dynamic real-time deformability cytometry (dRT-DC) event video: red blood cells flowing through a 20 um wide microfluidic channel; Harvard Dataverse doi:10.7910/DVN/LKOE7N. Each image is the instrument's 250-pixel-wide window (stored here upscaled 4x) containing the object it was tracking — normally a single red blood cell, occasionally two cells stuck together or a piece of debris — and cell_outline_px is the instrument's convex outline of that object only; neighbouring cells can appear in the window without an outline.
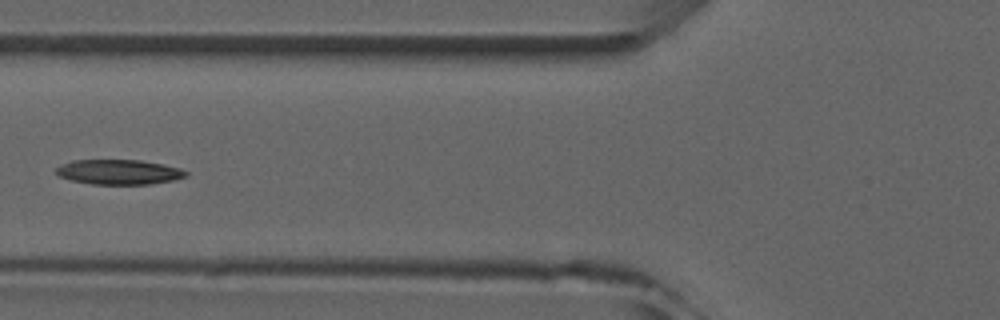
{"species": "common noctule bat (a hibernating species)", "species_latin": "Nyctalus noctula", "temperature_condition": "room temperature", "stored_images_in_passage": 8, "camera_frame_rate_fps": 3000, "um_per_image_px": 0.085, "animal": {"sex": "male", "forearm_length_mm": 52.5}, "frame": {"image": 1, "passage_image": 6, "time_ms": 6.0, "image_size_px": [1000, 320], "cell_outline_px": [[188, 176], [172, 180], [152, 184], [92, 184], [72, 180], [60, 176], [56, 172], [56, 168], [60, 164], [72, 160], [140, 160], [164, 164], [180, 168], [188, 172]], "centroid_in_image_um": [10.12, 14.61], "position_along_channel_um": 115.7, "area_um2": 18.84}}
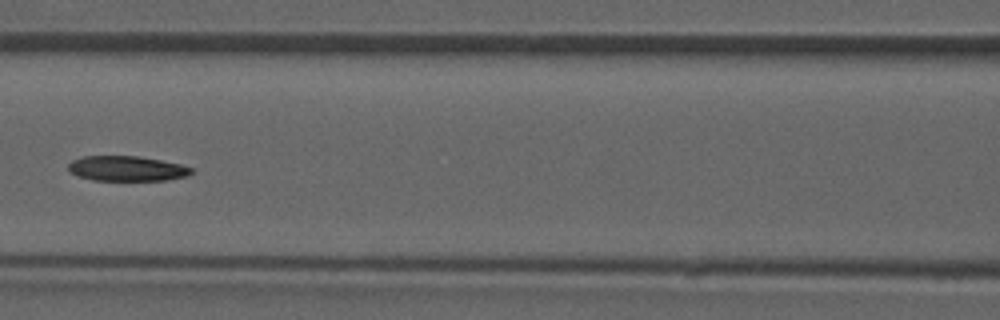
{"frame": {"image": 2, "passage_image": 7, "time_ms": 7.0, "image_size_px": [1000, 320], "cell_outline_px": [[192, 172], [188, 176], [168, 180], [92, 180], [76, 176], [68, 172], [68, 164], [72, 160], [80, 156], [140, 156], [180, 164], [192, 168]], "centroid_in_image_um": [10.73, 14.32], "position_along_channel_um": 155.9, "area_um2": 18.15}}